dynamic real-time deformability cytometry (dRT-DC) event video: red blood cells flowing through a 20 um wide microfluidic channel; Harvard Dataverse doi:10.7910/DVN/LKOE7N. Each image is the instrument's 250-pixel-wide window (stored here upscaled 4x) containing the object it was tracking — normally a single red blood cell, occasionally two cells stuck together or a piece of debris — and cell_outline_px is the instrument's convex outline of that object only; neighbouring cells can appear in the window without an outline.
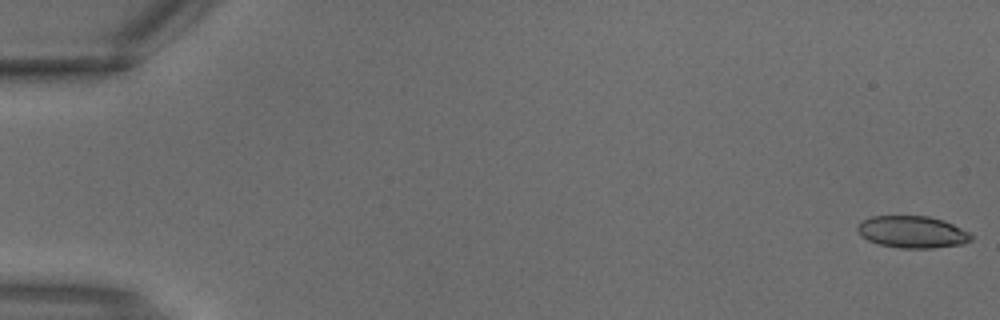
{"species": "common noctule bat (a hibernating species)", "species_latin": "Nyctalus noctula", "temperature_condition": "warm", "stored_images_in_passage": 3, "camera_frame_rate_fps": 3000, "um_per_image_px": 0.085, "animal": {"sex": "male", "body_mass_g": 18.8}, "frame": {"image": 1, "passage_image": 1, "time_ms": 0.0, "image_size_px": [1000, 320], "cell_outline_px": [[972, 240], [964, 244], [932, 248], [900, 248], [880, 244], [868, 240], [860, 236], [856, 228], [864, 220], [872, 216], [928, 216], [944, 220], [968, 232], [972, 236]], "centroid_in_image_um": [77.55, 19.72], "position_along_channel_um": 7.4, "area_um2": 21.1}}
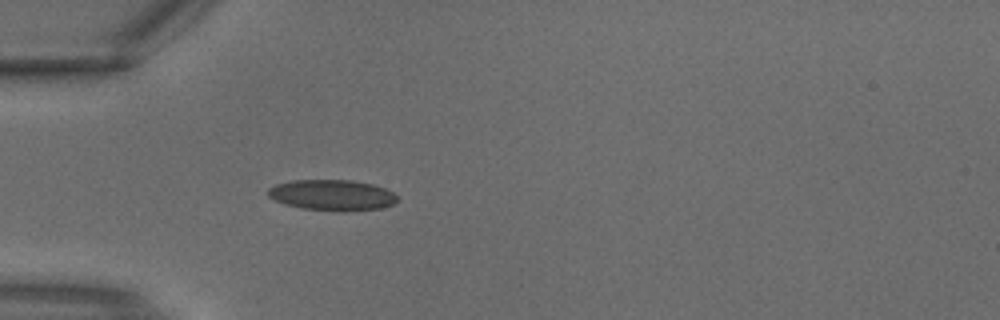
{"frame": {"image": 2, "passage_image": 3, "time_ms": 0.667, "image_size_px": [1000, 320], "cell_outline_px": [[400, 196], [392, 204], [380, 208], [344, 212], [300, 208], [284, 204], [268, 196], [268, 188], [276, 184], [292, 180], [352, 180], [372, 184], [384, 188]], "centroid_in_image_um": [28.23, 16.58], "position_along_channel_um": 56.8, "area_um2": 23.29}}